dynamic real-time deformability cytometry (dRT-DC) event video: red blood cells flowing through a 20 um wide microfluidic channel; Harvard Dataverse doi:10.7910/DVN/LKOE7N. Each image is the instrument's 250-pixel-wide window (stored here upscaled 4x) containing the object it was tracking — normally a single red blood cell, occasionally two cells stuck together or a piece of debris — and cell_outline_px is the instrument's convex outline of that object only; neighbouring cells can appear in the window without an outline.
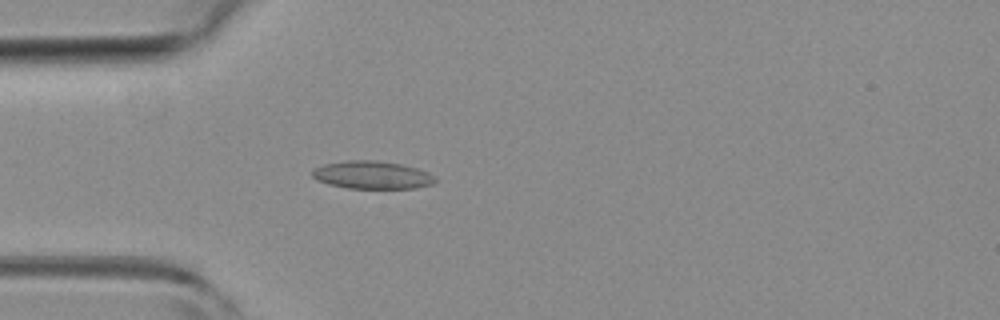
{"species": "common noctule bat (a hibernating species)", "species_latin": "Nyctalus noctula", "temperature_condition": "room temperature", "stored_images_in_passage": 36, "camera_frame_rate_fps": 3000, "um_per_image_px": 0.085, "animal": {"sex": "female", "body_mass_g": 19.3, "forearm_length_mm": 54.1}, "frame": {"image": 1, "passage_image": 2, "time_ms": 0.333, "image_size_px": [1000, 320], "cell_outline_px": [[436, 184], [416, 188], [348, 188], [328, 184], [316, 180], [312, 176], [312, 168], [324, 164], [344, 160], [376, 160], [400, 164], [416, 168], [428, 172], [436, 176]], "centroid_in_image_um": [31.63, 14.87], "position_along_channel_um": 53.4, "area_um2": 20.17}}
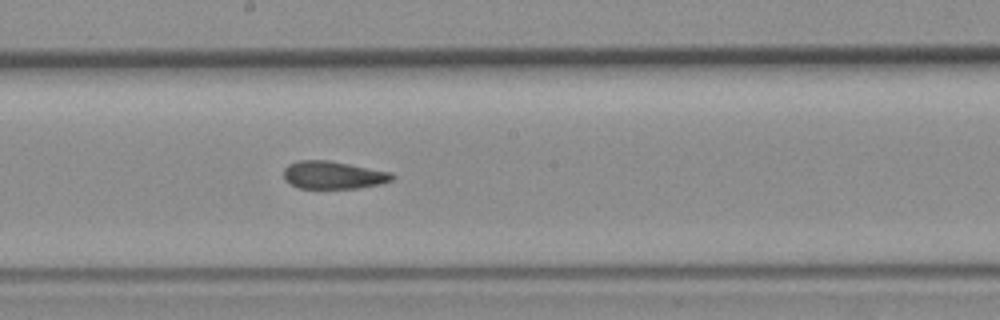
{"frame": {"image": 2, "passage_image": 14, "time_ms": 4.333, "image_size_px": [1000, 320], "cell_outline_px": [[396, 176], [392, 180], [380, 184], [360, 188], [300, 188], [284, 180], [284, 168], [288, 164], [300, 160], [328, 160], [392, 172]], "centroid_in_image_um": [28.34, 14.87], "position_along_channel_um": 219.9, "area_um2": 17.57}}
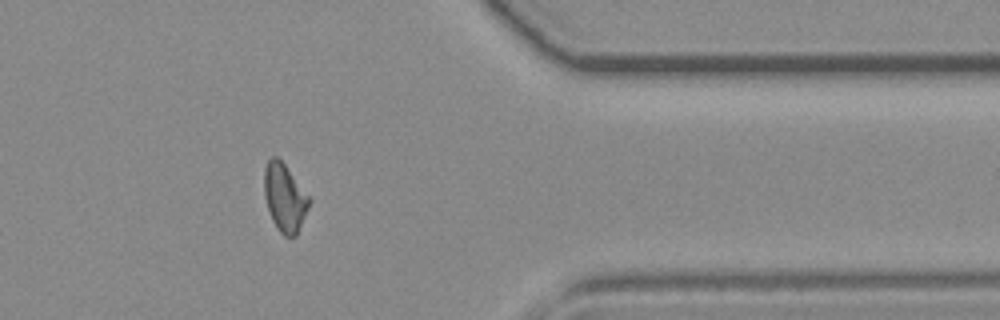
{"frame": {"image": 3, "passage_image": 27, "time_ms": 8.667, "image_size_px": [1000, 320], "cell_outline_px": [[312, 200], [296, 236], [284, 236], [276, 228], [272, 220], [264, 196], [264, 168], [268, 160], [272, 156], [276, 156], [284, 164]], "centroid_in_image_um": [24.19, 16.81], "position_along_channel_um": 387.2, "area_um2": 17.69}, "authors_computed_cell_mechanics": {"area_um2": 17.8602, "velocity_mm_per_s": 4.3205, "shape_relaxation_time_tau1_ms": 9.5999, "shape_relaxation_time_tau2_ms": 2.4815, "deformation_change_tau1": 0.2008, "deformation_change_tau2": 0.1098}}